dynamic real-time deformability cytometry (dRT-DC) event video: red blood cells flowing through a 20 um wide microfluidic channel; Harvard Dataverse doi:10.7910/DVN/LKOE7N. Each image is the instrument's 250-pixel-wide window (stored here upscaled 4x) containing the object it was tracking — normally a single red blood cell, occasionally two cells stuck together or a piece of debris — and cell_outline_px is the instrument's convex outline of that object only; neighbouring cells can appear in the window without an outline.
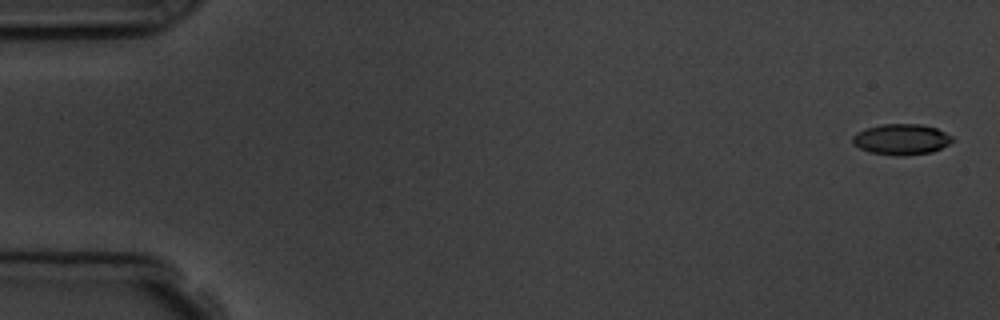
{"species": "common noctule bat (a hibernating species)", "species_latin": "Nyctalus noctula", "temperature_condition": "room temperature", "stored_images_in_passage": 5, "camera_frame_rate_fps": 3000, "um_per_image_px": 0.085, "animal": {"sex": "male", "body_mass_g": 19.5, "forearm_length_mm": 54.6}, "frame": {"image": 1, "passage_image": 1, "time_ms": 0.0, "image_size_px": [1000, 320], "cell_outline_px": [[956, 140], [932, 152], [904, 156], [896, 156], [868, 152], [852, 144], [852, 136], [856, 132], [864, 128], [884, 124], [920, 124], [936, 128], [952, 136]], "centroid_in_image_um": [76.59, 11.85], "position_along_channel_um": 8.4, "area_um2": 18.09}}
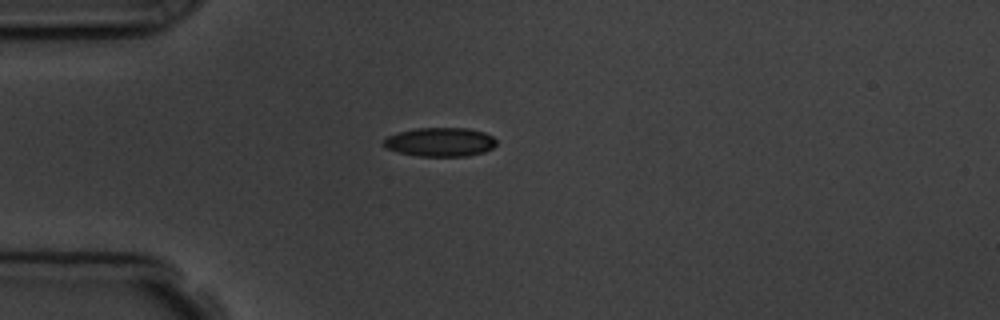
{"frame": {"image": 2, "passage_image": 4, "time_ms": 4.333, "image_size_px": [1000, 320], "cell_outline_px": [[496, 144], [492, 148], [484, 152], [468, 156], [420, 156], [400, 152], [384, 148], [380, 144], [388, 136], [400, 132], [416, 128], [468, 128], [484, 132], [492, 136], [496, 140]], "centroid_in_image_um": [37.41, 12.07], "position_along_channel_um": 47.6, "area_um2": 19.02}}